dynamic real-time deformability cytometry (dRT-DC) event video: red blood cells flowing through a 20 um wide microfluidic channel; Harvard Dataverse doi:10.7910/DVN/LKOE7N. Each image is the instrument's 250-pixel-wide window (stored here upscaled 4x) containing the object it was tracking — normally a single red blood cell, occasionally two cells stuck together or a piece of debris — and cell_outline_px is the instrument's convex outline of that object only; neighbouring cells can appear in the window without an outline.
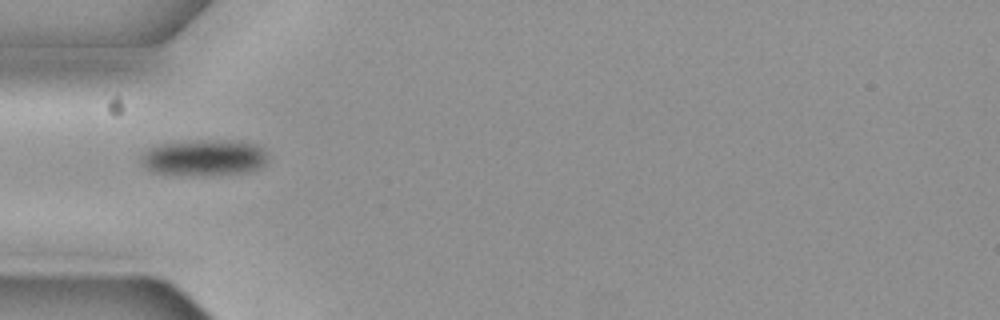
{"species": "common noctule bat (a hibernating species)", "species_latin": "Nyctalus noctula", "temperature_condition": "cold", "stored_images_in_passage": 15, "camera_frame_rate_fps": 3000, "um_per_image_px": 0.085, "animal": {"sex": "female", "body_mass_g": 19.3, "forearm_length_mm": 54.1}, "frame": {"image": 1, "passage_image": 1, "time_ms": 0.0, "image_size_px": [1000, 320], "cell_outline_px": [[268, 160], [264, 164], [248, 172], [208, 176], [188, 176], [152, 172], [140, 160], [140, 156], [148, 148], [160, 144], [200, 140], [220, 140], [252, 144], [264, 148]], "centroid_in_image_um": [17.32, 13.43], "position_along_channel_um": 67.7, "area_um2": 26.82}}